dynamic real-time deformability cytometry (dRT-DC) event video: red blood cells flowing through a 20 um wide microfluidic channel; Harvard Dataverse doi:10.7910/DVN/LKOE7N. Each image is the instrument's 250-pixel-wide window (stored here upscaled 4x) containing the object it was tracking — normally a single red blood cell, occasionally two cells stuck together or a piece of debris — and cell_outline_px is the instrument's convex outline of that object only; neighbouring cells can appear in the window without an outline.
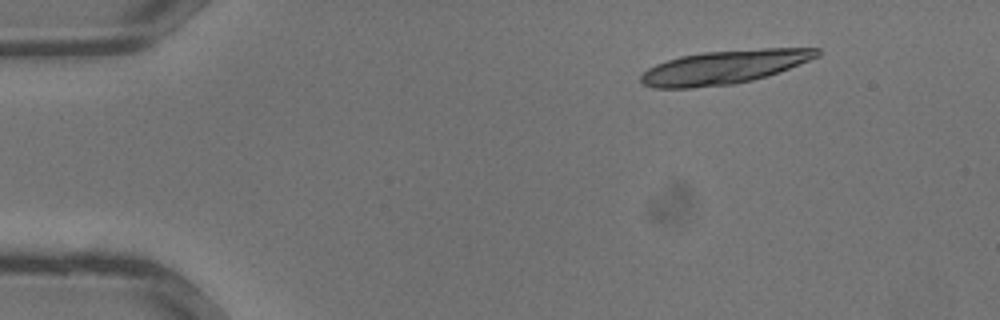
{"species": "common noctule bat (a hibernating species)", "species_latin": "Nyctalus noctula", "temperature_condition": "warm", "stored_images_in_passage": 31, "segment_of_instrument_passage": [1, 2], "camera_frame_rate_fps": 3000, "um_per_image_px": 0.085, "animal": {"sex": "male", "body_mass_g": 13.3}, "frame": {"image": 1, "passage_image": 1, "time_ms": 0.0, "image_size_px": [1000, 320], "cell_outline_px": [[820, 56], [780, 72], [752, 80], [732, 84], [692, 88], [652, 88], [640, 84], [640, 76], [648, 68], [656, 64], [680, 56], [704, 52], [764, 48], [820, 48]], "centroid_in_image_um": [61.55, 5.71], "position_along_channel_um": 23.4, "area_um2": 34.62}}